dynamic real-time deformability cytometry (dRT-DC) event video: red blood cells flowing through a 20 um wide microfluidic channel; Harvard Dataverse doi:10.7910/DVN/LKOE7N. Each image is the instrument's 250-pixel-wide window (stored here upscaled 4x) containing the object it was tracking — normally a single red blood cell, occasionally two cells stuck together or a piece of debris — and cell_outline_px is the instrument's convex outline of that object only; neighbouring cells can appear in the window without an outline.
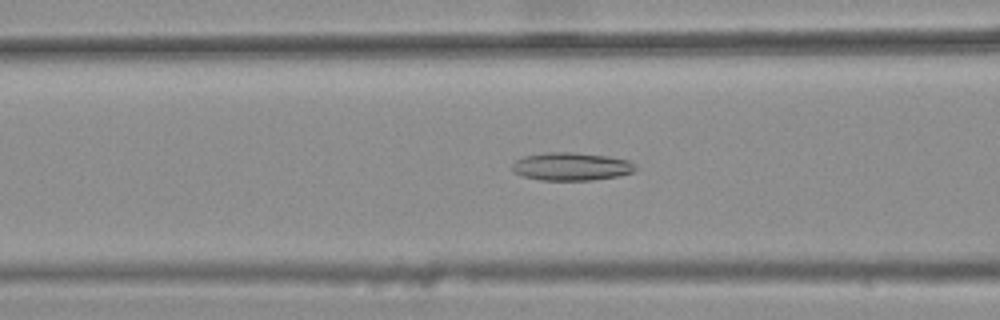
{"species": "common noctule bat (a hibernating species)", "species_latin": "Nyctalus noctula", "temperature_condition": "warm", "stored_images_in_passage": 36, "camera_frame_rate_fps": 3000, "um_per_image_px": 0.085, "animal": {"sex": "female", "body_mass_g": 25.1}, "frame": {"image": 1, "passage_image": 10, "time_ms": 3.0, "image_size_px": [1000, 320], "cell_outline_px": [[636, 168], [632, 172], [616, 176], [592, 180], [540, 180], [520, 176], [512, 168], [512, 164], [516, 160], [524, 156], [548, 152], [572, 152], [608, 156], [628, 160]], "centroid_in_image_um": [48.52, 14.15], "position_along_channel_um": 118.1, "area_um2": 19.94}}
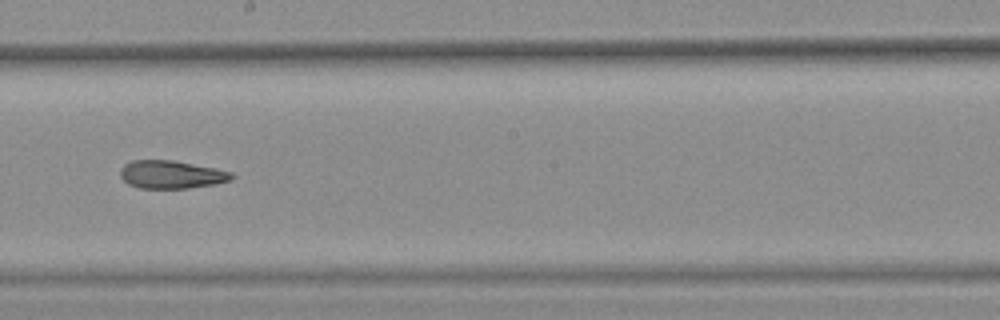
{"frame": {"image": 2, "passage_image": 19, "time_ms": 6.0, "image_size_px": [1000, 320], "cell_outline_px": [[236, 176], [232, 180], [216, 184], [188, 188], [140, 188], [128, 184], [120, 176], [120, 168], [124, 164], [132, 160], [172, 160], [232, 172]], "centroid_in_image_um": [14.56, 14.84], "position_along_channel_um": 233.6, "area_um2": 18.15}}
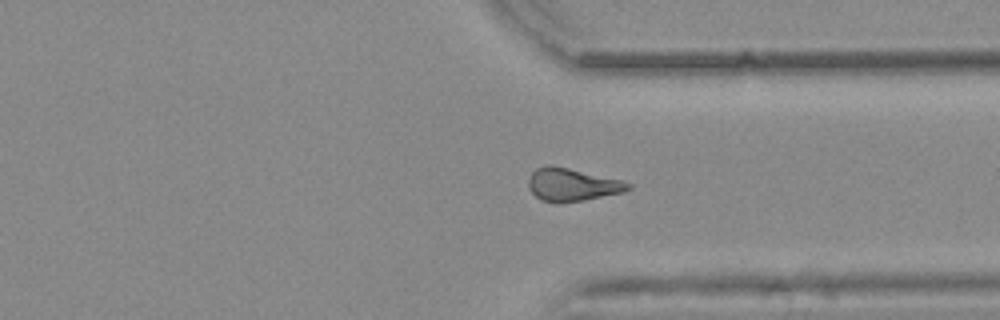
{"frame": {"image": 3, "passage_image": 29, "time_ms": 9.333, "image_size_px": [1000, 320], "cell_outline_px": [[632, 188], [624, 192], [584, 200], [556, 204], [540, 200], [528, 188], [528, 180], [532, 172], [536, 168], [544, 164], [552, 164], [620, 180], [632, 184]], "centroid_in_image_um": [48.59, 15.7], "position_along_channel_um": 362.8, "area_um2": 19.31}, "authors_computed_cell_mechanics": {"area_um2": 18.9295, "velocity_mm_per_s": 3.8624, "shape_relaxation_time_tau1_ms": null, "shape_relaxation_time_tau2_ms": 3.9085, "deformation_change_tau1": null, "deformation_change_tau2": 0.1347}}